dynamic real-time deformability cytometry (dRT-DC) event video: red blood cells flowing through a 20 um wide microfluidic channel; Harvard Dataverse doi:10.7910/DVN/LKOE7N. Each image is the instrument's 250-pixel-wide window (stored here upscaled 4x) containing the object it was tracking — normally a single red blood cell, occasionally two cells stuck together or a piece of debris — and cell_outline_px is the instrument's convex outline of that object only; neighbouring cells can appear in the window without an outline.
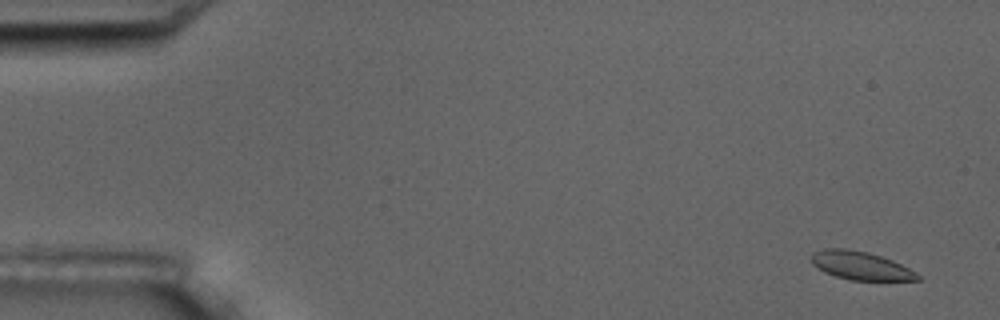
{"species": "common noctule bat (a hibernating species)", "species_latin": "Nyctalus noctula", "temperature_condition": "room temperature", "stored_images_in_passage": 4, "camera_frame_rate_fps": 3000, "um_per_image_px": 0.085, "animal": {"sex": "male", "body_mass_g": 17.5, "forearm_length_mm": 52.3}, "frame": {"image": 1, "passage_image": 1, "time_ms": 0.0, "image_size_px": [1000, 320], "cell_outline_px": [[920, 280], [852, 280], [836, 276], [824, 272], [812, 264], [812, 256], [816, 252], [824, 248], [848, 248], [868, 252], [892, 260], [908, 268], [920, 276]], "centroid_in_image_um": [73.14, 22.57], "position_along_channel_um": 11.9, "area_um2": 17.28}}
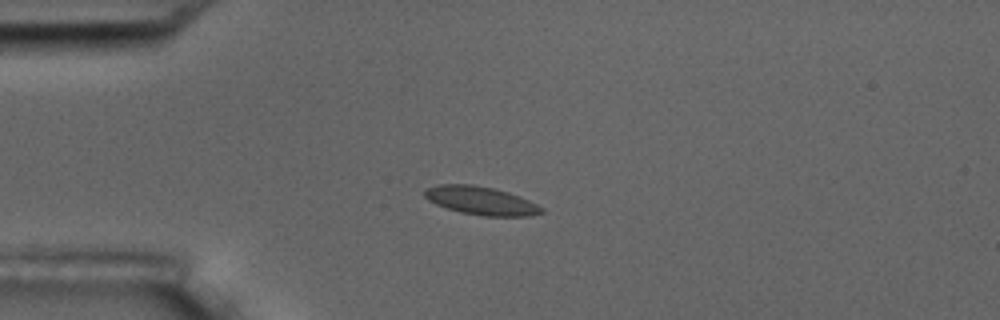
{"frame": {"image": 2, "passage_image": 4, "time_ms": 4.0, "image_size_px": [1000, 320], "cell_outline_px": [[544, 212], [532, 216], [484, 216], [460, 212], [436, 204], [428, 200], [424, 196], [424, 188], [440, 184], [472, 184], [492, 188], [508, 192], [520, 196], [544, 208]], "centroid_in_image_um": [40.88, 17.05], "position_along_channel_um": 44.1, "area_um2": 19.31}}